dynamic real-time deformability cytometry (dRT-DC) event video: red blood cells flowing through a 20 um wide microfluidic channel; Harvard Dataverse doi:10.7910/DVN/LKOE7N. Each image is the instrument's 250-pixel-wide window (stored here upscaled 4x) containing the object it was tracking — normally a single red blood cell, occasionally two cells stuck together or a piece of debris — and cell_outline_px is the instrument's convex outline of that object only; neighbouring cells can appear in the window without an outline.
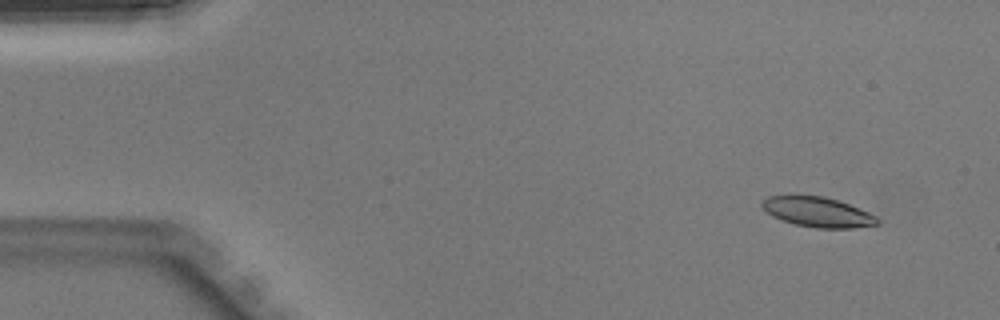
{"species": "Egyptian fruit bat (a non-hibernating species)", "species_latin": "Rousettus aegyptiacus", "temperature_condition": "warm", "stored_images_in_passage": 45, "camera_frame_rate_fps": 3000, "um_per_image_px": 0.085, "animal": {"sex": "male"}, "frame": {"image": 1, "passage_image": 4, "time_ms": 1.0, "image_size_px": [1000, 320], "cell_outline_px": [[880, 224], [852, 228], [816, 228], [796, 224], [772, 216], [760, 204], [768, 196], [824, 196], [848, 204], [868, 212], [876, 216], [880, 220]], "centroid_in_image_um": [69.54, 18.03], "position_along_channel_um": 15.5, "area_um2": 19.77}}
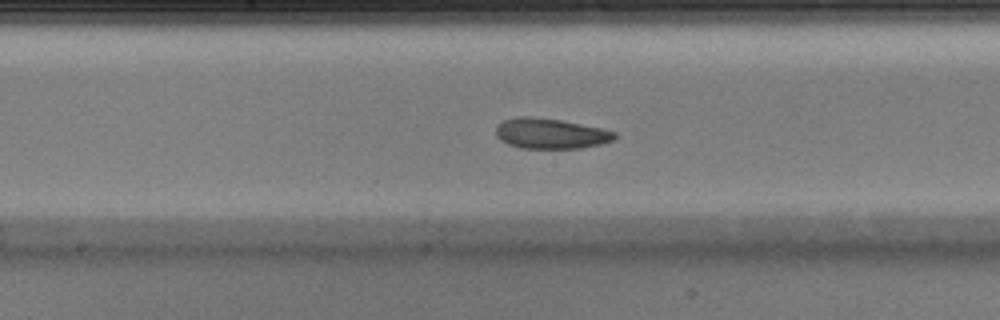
{"frame": {"image": 2, "passage_image": 23, "time_ms": 7.333, "image_size_px": [1000, 320], "cell_outline_px": [[616, 136], [612, 140], [600, 144], [580, 148], [520, 148], [508, 144], [500, 140], [496, 136], [496, 128], [504, 120], [520, 116], [528, 116], [560, 120], [604, 128], [616, 132]], "centroid_in_image_um": [46.8, 11.35], "position_along_channel_um": 201.4, "area_um2": 20.92}}
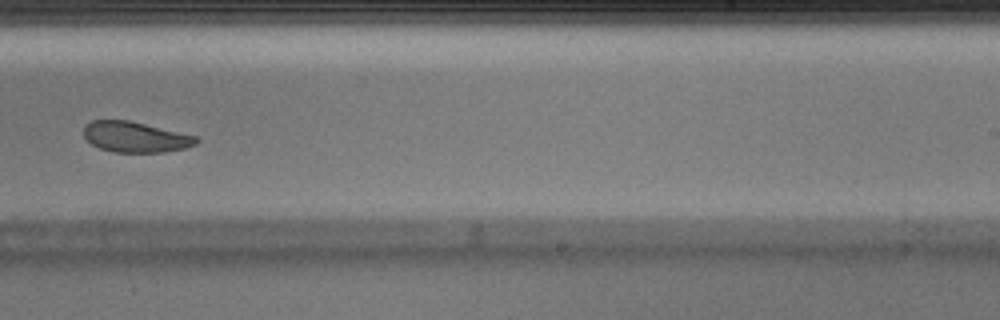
{"frame": {"image": 3, "passage_image": 28, "time_ms": 9.0, "image_size_px": [1000, 320], "cell_outline_px": [[200, 140], [196, 144], [184, 148], [164, 152], [112, 152], [100, 148], [92, 144], [84, 136], [84, 124], [92, 120], [128, 120], [196, 136]], "centroid_in_image_um": [11.49, 11.64], "position_along_channel_um": 277.5, "area_um2": 19.94}}